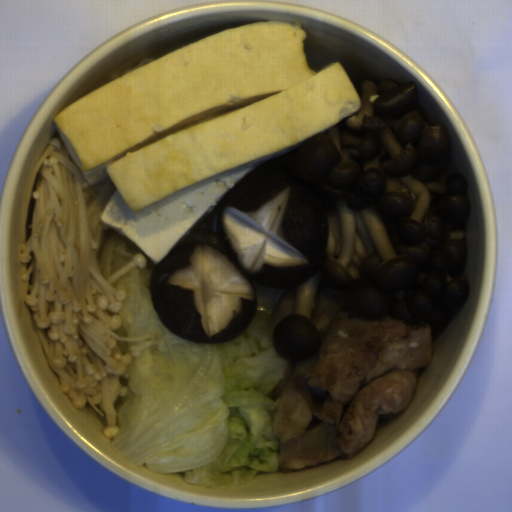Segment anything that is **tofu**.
Returning <instances> with one entry per match:
<instances>
[{
	"label": "tofu",
	"instance_id": "5b9d583a",
	"mask_svg": "<svg viewBox=\"0 0 512 512\" xmlns=\"http://www.w3.org/2000/svg\"><path fill=\"white\" fill-rule=\"evenodd\" d=\"M299 21L185 45L79 97L53 121L107 228L159 263L250 172L356 112L342 63L309 68Z\"/></svg>",
	"mask_w": 512,
	"mask_h": 512
}]
</instances>
